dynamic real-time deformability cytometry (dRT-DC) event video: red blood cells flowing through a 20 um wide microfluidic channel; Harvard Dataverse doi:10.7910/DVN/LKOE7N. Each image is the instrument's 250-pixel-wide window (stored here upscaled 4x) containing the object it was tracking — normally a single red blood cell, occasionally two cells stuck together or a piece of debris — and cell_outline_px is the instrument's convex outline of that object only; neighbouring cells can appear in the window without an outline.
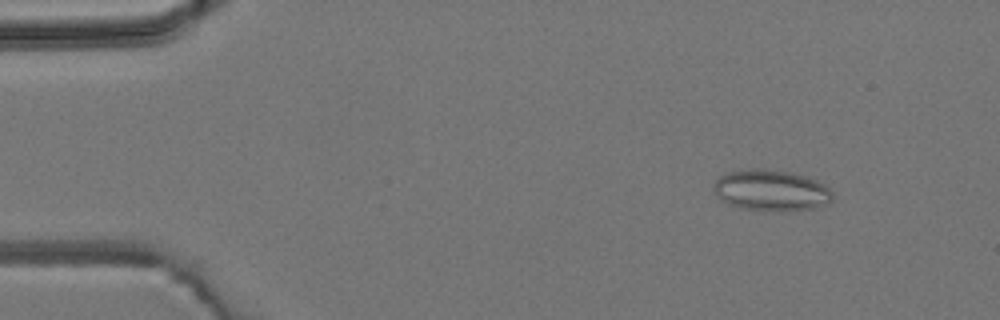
{"species": "common noctule bat (a hibernating species)", "species_latin": "Nyctalus noctula", "temperature_condition": "room temperature", "stored_images_in_passage": 7, "camera_frame_rate_fps": 3000, "um_per_image_px": 0.085, "animal": {"sex": "male", "body_mass_g": 19.2, "forearm_length_mm": 51.8}, "frame": {"image": 1, "passage_image": 2, "time_ms": 1.0, "image_size_px": [1000, 320], "cell_outline_px": [[832, 200], [828, 204], [816, 208], [792, 212], [744, 208], [728, 204], [716, 196], [712, 188], [712, 184], [720, 176], [728, 172], [752, 168], [764, 168], [788, 172], [804, 176], [816, 180], [824, 184], [832, 192]], "centroid_in_image_um": [65.55, 16.19], "position_along_channel_um": 19.5, "area_um2": 28.73}}
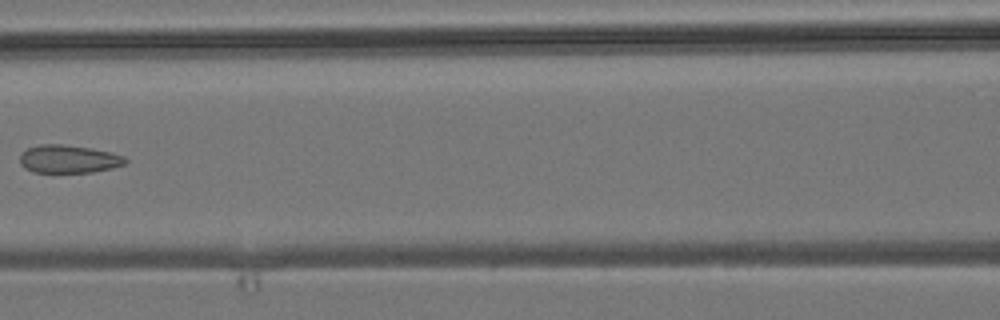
{"frame": {"image": 2, "passage_image": 6, "time_ms": 6.667, "image_size_px": [1000, 320], "cell_outline_px": [[128, 160], [124, 164], [112, 168], [92, 172], [32, 172], [24, 168], [20, 164], [20, 152], [28, 148], [40, 144], [60, 144], [92, 148], [112, 152], [124, 156]], "centroid_in_image_um": [5.82, 13.51], "position_along_channel_um": 160.8, "area_um2": 17.34}}
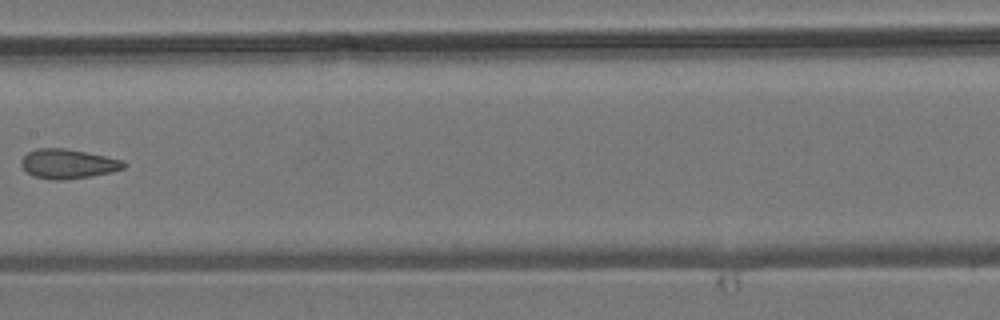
{"frame": {"image": 3, "passage_image": 7, "time_ms": 7.667, "image_size_px": [1000, 320], "cell_outline_px": [[128, 164], [124, 168], [112, 172], [92, 176], [60, 180], [52, 180], [32, 176], [20, 164], [20, 160], [28, 152], [36, 148], [64, 148], [124, 160]], "centroid_in_image_um": [5.78, 13.93], "position_along_channel_um": 201.6, "area_um2": 17.63}}